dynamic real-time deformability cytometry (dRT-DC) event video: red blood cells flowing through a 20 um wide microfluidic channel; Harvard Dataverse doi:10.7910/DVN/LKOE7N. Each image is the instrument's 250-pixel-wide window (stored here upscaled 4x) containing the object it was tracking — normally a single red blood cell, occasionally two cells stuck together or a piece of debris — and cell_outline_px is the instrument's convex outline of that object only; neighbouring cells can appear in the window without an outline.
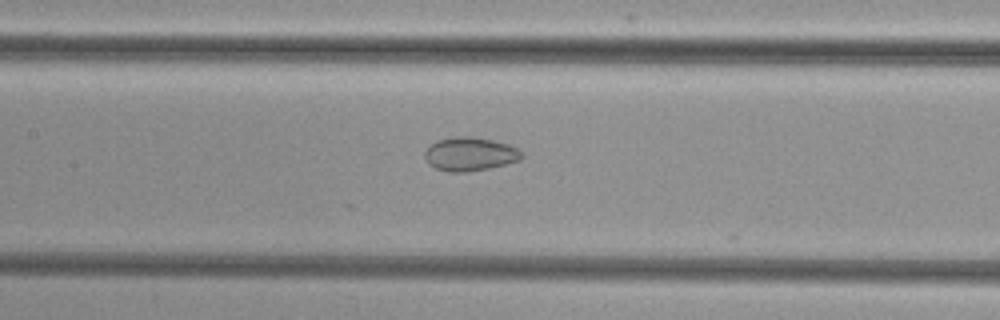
{"species": "common noctule bat (a hibernating species)", "species_latin": "Nyctalus noctula", "temperature_condition": "cold", "stored_images_in_passage": 34, "camera_frame_rate_fps": 3000, "um_per_image_px": 0.085, "animal": {"sex": "female", "body_mass_g": 29.2, "forearm_length_mm": 56.3}, "frame": {"image": 1, "passage_image": 11, "time_ms": 3.333, "image_size_px": [1000, 320], "cell_outline_px": [[524, 156], [520, 160], [488, 168], [464, 172], [448, 172], [436, 168], [428, 164], [424, 156], [424, 152], [436, 140], [452, 136], [472, 136], [492, 140], [508, 144], [516, 148]], "centroid_in_image_um": [39.91, 13.08], "position_along_channel_um": 167.5, "area_um2": 18.96}}
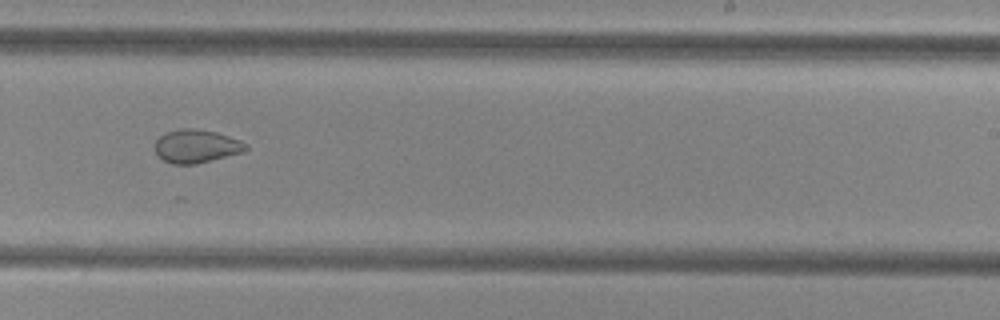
{"frame": {"image": 2, "passage_image": 19, "time_ms": 6.0, "image_size_px": [1000, 320], "cell_outline_px": [[248, 148], [240, 152], [196, 164], [172, 164], [156, 156], [156, 140], [164, 132], [180, 128], [192, 128], [216, 132], [240, 140], [248, 144]], "centroid_in_image_um": [16.65, 12.42], "position_along_channel_um": 272.4, "area_um2": 17.51}}
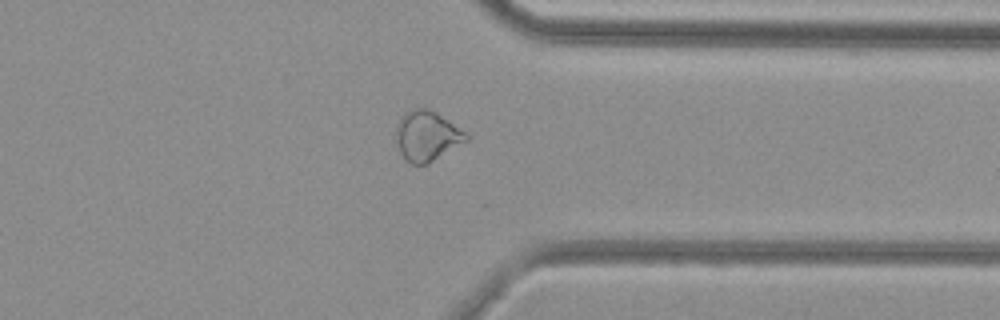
{"frame": {"image": 3, "passage_image": 27, "time_ms": 8.667, "image_size_px": [1000, 320], "cell_outline_px": [[468, 140], [428, 164], [412, 164], [404, 160], [400, 152], [396, 140], [396, 124], [400, 116], [404, 112], [412, 108], [428, 108], [436, 112], [468, 132]], "centroid_in_image_um": [36.28, 11.54], "position_along_channel_um": 375.1, "area_um2": 20.81}}